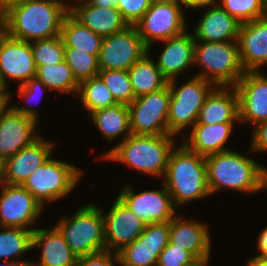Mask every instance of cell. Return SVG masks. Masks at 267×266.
I'll return each instance as SVG.
<instances>
[{
	"instance_id": "6da1fadb",
	"label": "cell",
	"mask_w": 267,
	"mask_h": 266,
	"mask_svg": "<svg viewBox=\"0 0 267 266\" xmlns=\"http://www.w3.org/2000/svg\"><path fill=\"white\" fill-rule=\"evenodd\" d=\"M66 0H21L5 7L7 35L32 42L61 35L69 13Z\"/></svg>"
},
{
	"instance_id": "7a4b0ae2",
	"label": "cell",
	"mask_w": 267,
	"mask_h": 266,
	"mask_svg": "<svg viewBox=\"0 0 267 266\" xmlns=\"http://www.w3.org/2000/svg\"><path fill=\"white\" fill-rule=\"evenodd\" d=\"M205 162L210 195L224 188L241 194L267 188V167L247 155L228 150L205 156Z\"/></svg>"
},
{
	"instance_id": "3957f363",
	"label": "cell",
	"mask_w": 267,
	"mask_h": 266,
	"mask_svg": "<svg viewBox=\"0 0 267 266\" xmlns=\"http://www.w3.org/2000/svg\"><path fill=\"white\" fill-rule=\"evenodd\" d=\"M174 135L130 134L111 148L100 159L127 164L136 171L153 177H164L171 151L175 147Z\"/></svg>"
},
{
	"instance_id": "277c9868",
	"label": "cell",
	"mask_w": 267,
	"mask_h": 266,
	"mask_svg": "<svg viewBox=\"0 0 267 266\" xmlns=\"http://www.w3.org/2000/svg\"><path fill=\"white\" fill-rule=\"evenodd\" d=\"M163 179L175 207L210 195L205 156L190 151L183 143L171 151Z\"/></svg>"
},
{
	"instance_id": "5b68a950",
	"label": "cell",
	"mask_w": 267,
	"mask_h": 266,
	"mask_svg": "<svg viewBox=\"0 0 267 266\" xmlns=\"http://www.w3.org/2000/svg\"><path fill=\"white\" fill-rule=\"evenodd\" d=\"M194 65L203 70L196 76L218 87H234L245 72L237 41H195Z\"/></svg>"
},
{
	"instance_id": "8992f818",
	"label": "cell",
	"mask_w": 267,
	"mask_h": 266,
	"mask_svg": "<svg viewBox=\"0 0 267 266\" xmlns=\"http://www.w3.org/2000/svg\"><path fill=\"white\" fill-rule=\"evenodd\" d=\"M71 216H63L55 226L75 255L80 257L106 250L104 217L99 207L90 202Z\"/></svg>"
},
{
	"instance_id": "52a82bcc",
	"label": "cell",
	"mask_w": 267,
	"mask_h": 266,
	"mask_svg": "<svg viewBox=\"0 0 267 266\" xmlns=\"http://www.w3.org/2000/svg\"><path fill=\"white\" fill-rule=\"evenodd\" d=\"M83 171L65 161L49 158L22 184L43 207L63 199L79 183Z\"/></svg>"
},
{
	"instance_id": "ba28073f",
	"label": "cell",
	"mask_w": 267,
	"mask_h": 266,
	"mask_svg": "<svg viewBox=\"0 0 267 266\" xmlns=\"http://www.w3.org/2000/svg\"><path fill=\"white\" fill-rule=\"evenodd\" d=\"M176 79L168 81L171 98L169 106L168 135L178 136L187 127H193L197 122L199 111L204 101L216 87L213 83L194 76L179 88Z\"/></svg>"
},
{
	"instance_id": "9c48e42d",
	"label": "cell",
	"mask_w": 267,
	"mask_h": 266,
	"mask_svg": "<svg viewBox=\"0 0 267 266\" xmlns=\"http://www.w3.org/2000/svg\"><path fill=\"white\" fill-rule=\"evenodd\" d=\"M38 116L37 110L33 107H20L17 104L11 106L7 104L0 112V159L2 161L40 137L35 131L38 126Z\"/></svg>"
},
{
	"instance_id": "30bf717a",
	"label": "cell",
	"mask_w": 267,
	"mask_h": 266,
	"mask_svg": "<svg viewBox=\"0 0 267 266\" xmlns=\"http://www.w3.org/2000/svg\"><path fill=\"white\" fill-rule=\"evenodd\" d=\"M171 92L164 88L135 98L129 105L130 130L132 134H168V115Z\"/></svg>"
},
{
	"instance_id": "8fae6325",
	"label": "cell",
	"mask_w": 267,
	"mask_h": 266,
	"mask_svg": "<svg viewBox=\"0 0 267 266\" xmlns=\"http://www.w3.org/2000/svg\"><path fill=\"white\" fill-rule=\"evenodd\" d=\"M183 4L152 2L149 9L134 25L151 51L153 42L167 40L186 31Z\"/></svg>"
},
{
	"instance_id": "7c38bea8",
	"label": "cell",
	"mask_w": 267,
	"mask_h": 266,
	"mask_svg": "<svg viewBox=\"0 0 267 266\" xmlns=\"http://www.w3.org/2000/svg\"><path fill=\"white\" fill-rule=\"evenodd\" d=\"M148 53L135 26L104 37L98 55L99 70H125Z\"/></svg>"
},
{
	"instance_id": "4fadbf2b",
	"label": "cell",
	"mask_w": 267,
	"mask_h": 266,
	"mask_svg": "<svg viewBox=\"0 0 267 266\" xmlns=\"http://www.w3.org/2000/svg\"><path fill=\"white\" fill-rule=\"evenodd\" d=\"M0 192V226L32 229L43 207L22 185L3 183Z\"/></svg>"
},
{
	"instance_id": "5bb4252c",
	"label": "cell",
	"mask_w": 267,
	"mask_h": 266,
	"mask_svg": "<svg viewBox=\"0 0 267 266\" xmlns=\"http://www.w3.org/2000/svg\"><path fill=\"white\" fill-rule=\"evenodd\" d=\"M118 197L146 224L166 223L176 216L175 206L164 183L160 190H144L140 193L126 184Z\"/></svg>"
},
{
	"instance_id": "9a60e30c",
	"label": "cell",
	"mask_w": 267,
	"mask_h": 266,
	"mask_svg": "<svg viewBox=\"0 0 267 266\" xmlns=\"http://www.w3.org/2000/svg\"><path fill=\"white\" fill-rule=\"evenodd\" d=\"M170 221L146 224L142 234L117 254L120 266H156L159 254L169 243Z\"/></svg>"
},
{
	"instance_id": "2e32d148",
	"label": "cell",
	"mask_w": 267,
	"mask_h": 266,
	"mask_svg": "<svg viewBox=\"0 0 267 266\" xmlns=\"http://www.w3.org/2000/svg\"><path fill=\"white\" fill-rule=\"evenodd\" d=\"M106 250L118 253L138 238L146 227L130 208L117 196L109 212L104 214Z\"/></svg>"
},
{
	"instance_id": "e0dca14e",
	"label": "cell",
	"mask_w": 267,
	"mask_h": 266,
	"mask_svg": "<svg viewBox=\"0 0 267 266\" xmlns=\"http://www.w3.org/2000/svg\"><path fill=\"white\" fill-rule=\"evenodd\" d=\"M261 72H244L234 86L239 99V119L252 126L267 120V78Z\"/></svg>"
},
{
	"instance_id": "ac0fdd59",
	"label": "cell",
	"mask_w": 267,
	"mask_h": 266,
	"mask_svg": "<svg viewBox=\"0 0 267 266\" xmlns=\"http://www.w3.org/2000/svg\"><path fill=\"white\" fill-rule=\"evenodd\" d=\"M36 77V66L30 42L7 35L0 44V79L8 88V79L24 84Z\"/></svg>"
},
{
	"instance_id": "d6986e66",
	"label": "cell",
	"mask_w": 267,
	"mask_h": 266,
	"mask_svg": "<svg viewBox=\"0 0 267 266\" xmlns=\"http://www.w3.org/2000/svg\"><path fill=\"white\" fill-rule=\"evenodd\" d=\"M54 142L37 138L15 155L3 161V181L10 185H22L24 181L52 155Z\"/></svg>"
},
{
	"instance_id": "ffe728a7",
	"label": "cell",
	"mask_w": 267,
	"mask_h": 266,
	"mask_svg": "<svg viewBox=\"0 0 267 266\" xmlns=\"http://www.w3.org/2000/svg\"><path fill=\"white\" fill-rule=\"evenodd\" d=\"M237 43L245 72H260L267 64V16L242 23Z\"/></svg>"
},
{
	"instance_id": "44dd1931",
	"label": "cell",
	"mask_w": 267,
	"mask_h": 266,
	"mask_svg": "<svg viewBox=\"0 0 267 266\" xmlns=\"http://www.w3.org/2000/svg\"><path fill=\"white\" fill-rule=\"evenodd\" d=\"M208 229L205 223L176 215L170 220L169 243L191 252L198 260L210 259L212 246Z\"/></svg>"
},
{
	"instance_id": "7402d4cb",
	"label": "cell",
	"mask_w": 267,
	"mask_h": 266,
	"mask_svg": "<svg viewBox=\"0 0 267 266\" xmlns=\"http://www.w3.org/2000/svg\"><path fill=\"white\" fill-rule=\"evenodd\" d=\"M160 42H164L165 46L156 64L168 81L177 79L180 73L183 74L188 67L194 65L195 38L192 33L186 30L178 36Z\"/></svg>"
},
{
	"instance_id": "603a6c76",
	"label": "cell",
	"mask_w": 267,
	"mask_h": 266,
	"mask_svg": "<svg viewBox=\"0 0 267 266\" xmlns=\"http://www.w3.org/2000/svg\"><path fill=\"white\" fill-rule=\"evenodd\" d=\"M69 12L102 38L121 32L129 26L116 6L99 7L87 0H80L76 5L69 6Z\"/></svg>"
},
{
	"instance_id": "cb8c5ba5",
	"label": "cell",
	"mask_w": 267,
	"mask_h": 266,
	"mask_svg": "<svg viewBox=\"0 0 267 266\" xmlns=\"http://www.w3.org/2000/svg\"><path fill=\"white\" fill-rule=\"evenodd\" d=\"M41 247L37 266H76L78 256L75 255L59 229L39 228L33 231L32 249Z\"/></svg>"
},
{
	"instance_id": "d4e9b609",
	"label": "cell",
	"mask_w": 267,
	"mask_h": 266,
	"mask_svg": "<svg viewBox=\"0 0 267 266\" xmlns=\"http://www.w3.org/2000/svg\"><path fill=\"white\" fill-rule=\"evenodd\" d=\"M240 25L241 23L217 4L205 11L196 26L193 35L195 41H237Z\"/></svg>"
},
{
	"instance_id": "484cf974",
	"label": "cell",
	"mask_w": 267,
	"mask_h": 266,
	"mask_svg": "<svg viewBox=\"0 0 267 266\" xmlns=\"http://www.w3.org/2000/svg\"><path fill=\"white\" fill-rule=\"evenodd\" d=\"M240 122L239 99L234 87L216 86L208 95L199 111L195 124Z\"/></svg>"
},
{
	"instance_id": "4316f807",
	"label": "cell",
	"mask_w": 267,
	"mask_h": 266,
	"mask_svg": "<svg viewBox=\"0 0 267 266\" xmlns=\"http://www.w3.org/2000/svg\"><path fill=\"white\" fill-rule=\"evenodd\" d=\"M234 123L194 124L190 136H185L183 144L190 151L203 156L228 151L230 149L224 145L230 139Z\"/></svg>"
},
{
	"instance_id": "83f0119b",
	"label": "cell",
	"mask_w": 267,
	"mask_h": 266,
	"mask_svg": "<svg viewBox=\"0 0 267 266\" xmlns=\"http://www.w3.org/2000/svg\"><path fill=\"white\" fill-rule=\"evenodd\" d=\"M92 123L104 135L106 141L126 139L131 133L128 105L117 103L108 108H103L89 114Z\"/></svg>"
},
{
	"instance_id": "f1b7e54d",
	"label": "cell",
	"mask_w": 267,
	"mask_h": 266,
	"mask_svg": "<svg viewBox=\"0 0 267 266\" xmlns=\"http://www.w3.org/2000/svg\"><path fill=\"white\" fill-rule=\"evenodd\" d=\"M153 60L148 52L128 70L135 98L158 91L168 84Z\"/></svg>"
},
{
	"instance_id": "f546056e",
	"label": "cell",
	"mask_w": 267,
	"mask_h": 266,
	"mask_svg": "<svg viewBox=\"0 0 267 266\" xmlns=\"http://www.w3.org/2000/svg\"><path fill=\"white\" fill-rule=\"evenodd\" d=\"M61 37L64 47H74L76 50L86 51L98 57L103 38L81 22L70 12L63 20Z\"/></svg>"
},
{
	"instance_id": "4dcf8cb0",
	"label": "cell",
	"mask_w": 267,
	"mask_h": 266,
	"mask_svg": "<svg viewBox=\"0 0 267 266\" xmlns=\"http://www.w3.org/2000/svg\"><path fill=\"white\" fill-rule=\"evenodd\" d=\"M0 229V259L3 264L19 262L20 255L33 250V230L3 226H0Z\"/></svg>"
},
{
	"instance_id": "1f68e13d",
	"label": "cell",
	"mask_w": 267,
	"mask_h": 266,
	"mask_svg": "<svg viewBox=\"0 0 267 266\" xmlns=\"http://www.w3.org/2000/svg\"><path fill=\"white\" fill-rule=\"evenodd\" d=\"M36 77L45 84L48 90L77 96L79 83L65 60L58 64L39 65L36 68Z\"/></svg>"
},
{
	"instance_id": "d6a6232c",
	"label": "cell",
	"mask_w": 267,
	"mask_h": 266,
	"mask_svg": "<svg viewBox=\"0 0 267 266\" xmlns=\"http://www.w3.org/2000/svg\"><path fill=\"white\" fill-rule=\"evenodd\" d=\"M77 95H80L82 105L89 114L117 104L112 93L98 76L79 83Z\"/></svg>"
},
{
	"instance_id": "836d02e7",
	"label": "cell",
	"mask_w": 267,
	"mask_h": 266,
	"mask_svg": "<svg viewBox=\"0 0 267 266\" xmlns=\"http://www.w3.org/2000/svg\"><path fill=\"white\" fill-rule=\"evenodd\" d=\"M64 60L78 83L96 77L100 71L96 55L74 47H64Z\"/></svg>"
},
{
	"instance_id": "e575fe53",
	"label": "cell",
	"mask_w": 267,
	"mask_h": 266,
	"mask_svg": "<svg viewBox=\"0 0 267 266\" xmlns=\"http://www.w3.org/2000/svg\"><path fill=\"white\" fill-rule=\"evenodd\" d=\"M97 76L105 83L117 103L129 105L135 99L128 71L100 70Z\"/></svg>"
},
{
	"instance_id": "d590c367",
	"label": "cell",
	"mask_w": 267,
	"mask_h": 266,
	"mask_svg": "<svg viewBox=\"0 0 267 266\" xmlns=\"http://www.w3.org/2000/svg\"><path fill=\"white\" fill-rule=\"evenodd\" d=\"M36 68L39 65L58 64L64 61V42L61 35L30 42Z\"/></svg>"
},
{
	"instance_id": "8d00e7d4",
	"label": "cell",
	"mask_w": 267,
	"mask_h": 266,
	"mask_svg": "<svg viewBox=\"0 0 267 266\" xmlns=\"http://www.w3.org/2000/svg\"><path fill=\"white\" fill-rule=\"evenodd\" d=\"M219 6L239 23H247L267 16V9L260 0H221Z\"/></svg>"
},
{
	"instance_id": "74e56055",
	"label": "cell",
	"mask_w": 267,
	"mask_h": 266,
	"mask_svg": "<svg viewBox=\"0 0 267 266\" xmlns=\"http://www.w3.org/2000/svg\"><path fill=\"white\" fill-rule=\"evenodd\" d=\"M197 260L191 252L168 243L159 254L156 266H189Z\"/></svg>"
},
{
	"instance_id": "f35d334b",
	"label": "cell",
	"mask_w": 267,
	"mask_h": 266,
	"mask_svg": "<svg viewBox=\"0 0 267 266\" xmlns=\"http://www.w3.org/2000/svg\"><path fill=\"white\" fill-rule=\"evenodd\" d=\"M151 0H119L116 7L129 26H134L151 6Z\"/></svg>"
},
{
	"instance_id": "ab89813d",
	"label": "cell",
	"mask_w": 267,
	"mask_h": 266,
	"mask_svg": "<svg viewBox=\"0 0 267 266\" xmlns=\"http://www.w3.org/2000/svg\"><path fill=\"white\" fill-rule=\"evenodd\" d=\"M117 263H119L118 254L109 250H104L78 257L76 266H116L115 264Z\"/></svg>"
},
{
	"instance_id": "60d3db41",
	"label": "cell",
	"mask_w": 267,
	"mask_h": 266,
	"mask_svg": "<svg viewBox=\"0 0 267 266\" xmlns=\"http://www.w3.org/2000/svg\"><path fill=\"white\" fill-rule=\"evenodd\" d=\"M18 89L19 90L17 93L20 96L22 102H23V99L28 101V102H31L34 99H36L35 101H37L38 99L41 100V96L43 95L41 93L46 89L48 90V88L45 86V84L37 77L31 78L30 80H28L24 84L19 85ZM29 105H30V103H29Z\"/></svg>"
},
{
	"instance_id": "b9f144b4",
	"label": "cell",
	"mask_w": 267,
	"mask_h": 266,
	"mask_svg": "<svg viewBox=\"0 0 267 266\" xmlns=\"http://www.w3.org/2000/svg\"><path fill=\"white\" fill-rule=\"evenodd\" d=\"M251 148L249 151L253 152H267V120L260 122L253 126Z\"/></svg>"
},
{
	"instance_id": "7bdbcfd3",
	"label": "cell",
	"mask_w": 267,
	"mask_h": 266,
	"mask_svg": "<svg viewBox=\"0 0 267 266\" xmlns=\"http://www.w3.org/2000/svg\"><path fill=\"white\" fill-rule=\"evenodd\" d=\"M182 4L184 5V7L186 8H190V9H200V8H207L209 7V5L215 6L216 0H182Z\"/></svg>"
},
{
	"instance_id": "ee69618b",
	"label": "cell",
	"mask_w": 267,
	"mask_h": 266,
	"mask_svg": "<svg viewBox=\"0 0 267 266\" xmlns=\"http://www.w3.org/2000/svg\"><path fill=\"white\" fill-rule=\"evenodd\" d=\"M257 249L260 251V254H257L256 256L267 259V227H265L259 234Z\"/></svg>"
},
{
	"instance_id": "f6af8a7d",
	"label": "cell",
	"mask_w": 267,
	"mask_h": 266,
	"mask_svg": "<svg viewBox=\"0 0 267 266\" xmlns=\"http://www.w3.org/2000/svg\"><path fill=\"white\" fill-rule=\"evenodd\" d=\"M6 36H7V20H6L5 8L0 7V44Z\"/></svg>"
},
{
	"instance_id": "bcb514c9",
	"label": "cell",
	"mask_w": 267,
	"mask_h": 266,
	"mask_svg": "<svg viewBox=\"0 0 267 266\" xmlns=\"http://www.w3.org/2000/svg\"><path fill=\"white\" fill-rule=\"evenodd\" d=\"M90 4L99 7H112L116 6L119 0H87Z\"/></svg>"
},
{
	"instance_id": "7dc6e473",
	"label": "cell",
	"mask_w": 267,
	"mask_h": 266,
	"mask_svg": "<svg viewBox=\"0 0 267 266\" xmlns=\"http://www.w3.org/2000/svg\"><path fill=\"white\" fill-rule=\"evenodd\" d=\"M247 266H267V259L253 256L252 258L248 259Z\"/></svg>"
},
{
	"instance_id": "c3c4849f",
	"label": "cell",
	"mask_w": 267,
	"mask_h": 266,
	"mask_svg": "<svg viewBox=\"0 0 267 266\" xmlns=\"http://www.w3.org/2000/svg\"><path fill=\"white\" fill-rule=\"evenodd\" d=\"M9 90L4 86V84L2 83L1 79H0V97H10V101H11V92H8Z\"/></svg>"
},
{
	"instance_id": "681fc988",
	"label": "cell",
	"mask_w": 267,
	"mask_h": 266,
	"mask_svg": "<svg viewBox=\"0 0 267 266\" xmlns=\"http://www.w3.org/2000/svg\"><path fill=\"white\" fill-rule=\"evenodd\" d=\"M14 266H37V264L30 260H21L14 263Z\"/></svg>"
},
{
	"instance_id": "f907efd6",
	"label": "cell",
	"mask_w": 267,
	"mask_h": 266,
	"mask_svg": "<svg viewBox=\"0 0 267 266\" xmlns=\"http://www.w3.org/2000/svg\"><path fill=\"white\" fill-rule=\"evenodd\" d=\"M10 103V97H0V112Z\"/></svg>"
},
{
	"instance_id": "816d5d0a",
	"label": "cell",
	"mask_w": 267,
	"mask_h": 266,
	"mask_svg": "<svg viewBox=\"0 0 267 266\" xmlns=\"http://www.w3.org/2000/svg\"><path fill=\"white\" fill-rule=\"evenodd\" d=\"M210 259H204V260H197L195 263L189 265V266H208V262Z\"/></svg>"
},
{
	"instance_id": "f5cc1de1",
	"label": "cell",
	"mask_w": 267,
	"mask_h": 266,
	"mask_svg": "<svg viewBox=\"0 0 267 266\" xmlns=\"http://www.w3.org/2000/svg\"><path fill=\"white\" fill-rule=\"evenodd\" d=\"M17 1H21V0H0V7L5 8L8 5L17 2Z\"/></svg>"
},
{
	"instance_id": "db71d44e",
	"label": "cell",
	"mask_w": 267,
	"mask_h": 266,
	"mask_svg": "<svg viewBox=\"0 0 267 266\" xmlns=\"http://www.w3.org/2000/svg\"><path fill=\"white\" fill-rule=\"evenodd\" d=\"M152 2H161V3H177L182 4V0H151Z\"/></svg>"
},
{
	"instance_id": "11a10c76",
	"label": "cell",
	"mask_w": 267,
	"mask_h": 266,
	"mask_svg": "<svg viewBox=\"0 0 267 266\" xmlns=\"http://www.w3.org/2000/svg\"><path fill=\"white\" fill-rule=\"evenodd\" d=\"M3 183V161L0 159V185H2Z\"/></svg>"
},
{
	"instance_id": "9f6ffc18",
	"label": "cell",
	"mask_w": 267,
	"mask_h": 266,
	"mask_svg": "<svg viewBox=\"0 0 267 266\" xmlns=\"http://www.w3.org/2000/svg\"><path fill=\"white\" fill-rule=\"evenodd\" d=\"M264 7L267 9V0H260Z\"/></svg>"
},
{
	"instance_id": "6f0895ef",
	"label": "cell",
	"mask_w": 267,
	"mask_h": 266,
	"mask_svg": "<svg viewBox=\"0 0 267 266\" xmlns=\"http://www.w3.org/2000/svg\"><path fill=\"white\" fill-rule=\"evenodd\" d=\"M2 266H14V263L13 264H3Z\"/></svg>"
}]
</instances>
